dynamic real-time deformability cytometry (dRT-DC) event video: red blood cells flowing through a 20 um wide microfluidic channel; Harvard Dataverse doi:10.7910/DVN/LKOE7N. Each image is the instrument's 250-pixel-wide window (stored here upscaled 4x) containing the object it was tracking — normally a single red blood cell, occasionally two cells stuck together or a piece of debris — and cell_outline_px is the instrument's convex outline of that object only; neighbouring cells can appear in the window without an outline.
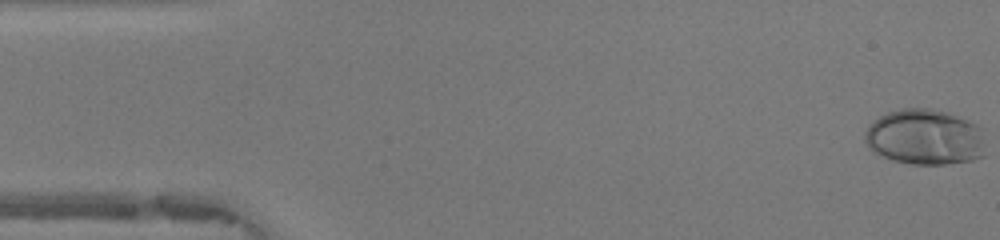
{"species": "human", "species_latin": "Homo sapiens", "temperature_condition": "warm", "stored_images_in_passage": 48, "camera_frame_rate_fps": 3000, "um_per_image_px": 0.085, "donor": {"sex": "female"}, "frame": {"image": 1, "passage_image": 1, "time_ms": 0.0, "image_size_px": [1000, 240], "cell_outline_px": [[984, 156], [972, 160], [944, 164], [912, 164], [892, 160], [872, 152], [868, 148], [864, 140], [864, 132], [868, 124], [880, 116], [888, 112], [904, 108], [928, 108], [948, 112], [968, 120], [984, 128]], "centroid_in_image_um": [78.61, 11.65], "position_along_channel_um": 6.4, "area_um2": 39.71}}
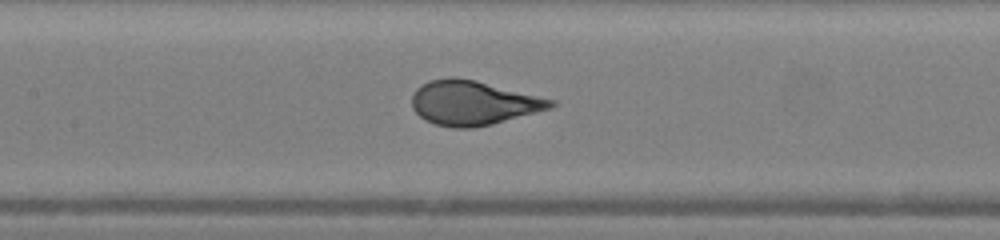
{"frame": {"image": 2, "passage_image": 22, "time_ms": 7.0, "image_size_px": [1000, 240], "cell_outline_px": [[556, 104], [552, 108], [492, 124], [472, 128], [452, 128], [436, 124], [424, 120], [412, 108], [412, 92], [420, 84], [428, 80], [448, 76], [456, 76], [476, 80], [556, 100]], "centroid_in_image_um": [40.19, 8.73], "position_along_channel_um": 167.2, "area_um2": 36.3}}
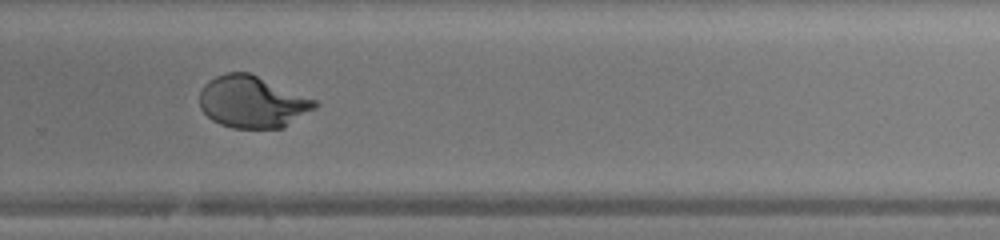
{"frame": {"image": 3, "passage_image": 32, "time_ms": 10.333, "image_size_px": [1000, 240], "cell_outline_px": [[320, 104], [316, 108], [284, 128], [232, 128], [220, 124], [212, 120], [200, 108], [200, 92], [204, 84], [208, 80], [224, 72], [248, 72], [316, 100]], "centroid_in_image_um": [21.45, 8.67], "position_along_channel_um": 308.4, "area_um2": 34.91}, "authors_computed_cell_mechanics": {"area_um2": 36.4718, "velocity_mm_per_s": 4.2537, "shape_relaxation_time_tau1_ms": 3.9449, "shape_relaxation_time_tau2_ms": null, "deformation_change_tau1": 0.2487, "deformation_change_tau2": null}}